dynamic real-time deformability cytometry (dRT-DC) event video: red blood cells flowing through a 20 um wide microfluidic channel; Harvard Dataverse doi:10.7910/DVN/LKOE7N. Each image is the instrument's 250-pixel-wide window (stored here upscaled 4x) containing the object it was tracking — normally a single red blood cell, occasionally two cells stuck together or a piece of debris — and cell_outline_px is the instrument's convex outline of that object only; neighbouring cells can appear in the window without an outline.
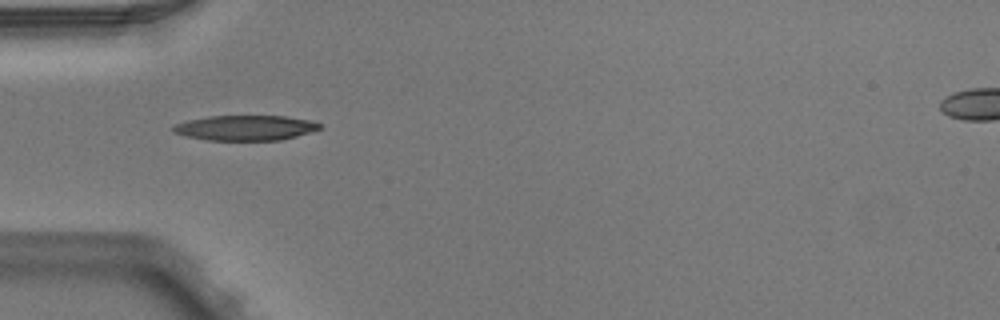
{"species": "Egyptian fruit bat (a non-hibernating species)", "species_latin": "Rousettus aegyptiacus", "temperature_condition": "warm", "stored_images_in_passage": 3, "camera_frame_rate_fps": 3000, "um_per_image_px": 0.085, "animal": {"sex": "male"}, "frame": {"image": 1, "passage_image": 1, "time_ms": 0.0, "image_size_px": [1000, 320], "cell_outline_px": [[320, 128], [296, 136], [280, 140], [208, 140], [188, 136], [176, 132], [172, 128], [176, 124], [188, 120], [208, 116], [284, 116], [312, 120], [320, 124]], "centroid_in_image_um": [20.88, 10.86], "position_along_channel_um": 64.1, "area_um2": 21.1}}
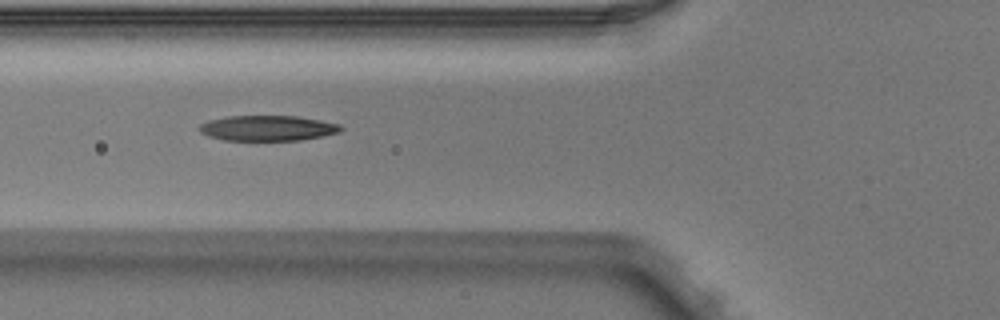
{"frame": {"image": 2, "passage_image": 2, "time_ms": 0.333, "image_size_px": [1000, 320], "cell_outline_px": [[344, 128], [340, 132], [300, 140], [224, 140], [208, 136], [200, 132], [196, 128], [200, 124], [208, 120], [228, 116], [296, 116], [320, 120], [340, 124]], "centroid_in_image_um": [22.71, 10.89], "position_along_channel_um": 103.1, "area_um2": 20.92}}
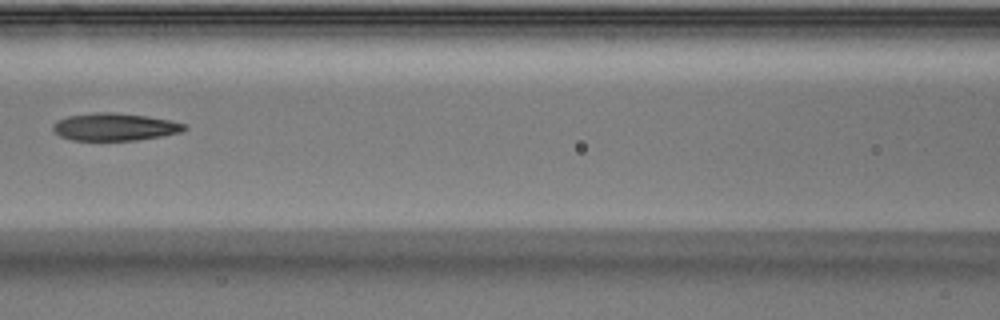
{"frame": {"image": 3, "passage_image": 3, "time_ms": 0.667, "image_size_px": [1000, 320], "cell_outline_px": [[188, 128], [180, 132], [160, 136], [136, 140], [72, 140], [60, 136], [52, 128], [52, 124], [56, 120], [68, 116], [96, 112], [108, 112], [148, 116], [168, 120], [184, 124]], "centroid_in_image_um": [9.71, 10.78], "position_along_channel_um": 156.9, "area_um2": 20.87}}